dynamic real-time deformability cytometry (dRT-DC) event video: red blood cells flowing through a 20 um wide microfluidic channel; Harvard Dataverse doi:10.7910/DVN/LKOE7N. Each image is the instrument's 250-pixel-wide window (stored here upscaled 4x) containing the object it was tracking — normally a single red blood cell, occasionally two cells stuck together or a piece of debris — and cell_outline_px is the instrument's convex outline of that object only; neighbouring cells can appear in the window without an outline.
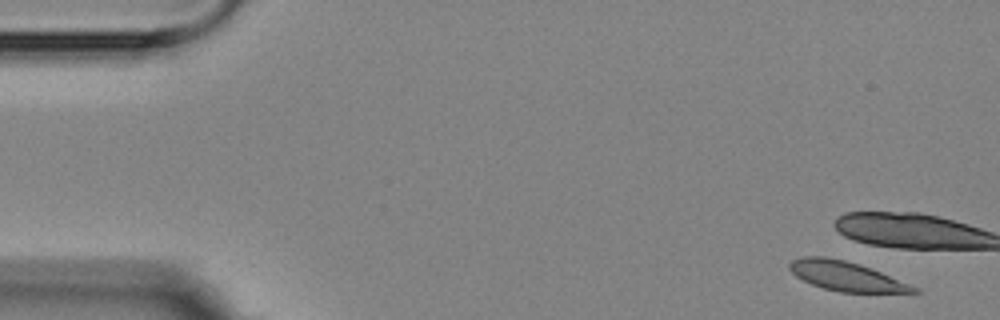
{"species": "Egyptian fruit bat (a non-hibernating species)", "species_latin": "Rousettus aegyptiacus", "temperature_condition": "room temperature", "stored_images_in_passage": 5, "camera_frame_rate_fps": 3000, "um_per_image_px": 0.085, "animal": {"sex": "female"}, "frame": {"image": 1, "passage_image": 1, "time_ms": 0.0, "image_size_px": [1000, 320], "cell_outline_px": [[920, 292], [840, 292], [824, 288], [812, 284], [796, 276], [788, 268], [788, 264], [792, 260], [804, 256], [824, 256], [844, 260], [880, 272], [920, 288]], "centroid_in_image_um": [71.89, 23.47], "position_along_channel_um": 13.1, "area_um2": 20.87}}